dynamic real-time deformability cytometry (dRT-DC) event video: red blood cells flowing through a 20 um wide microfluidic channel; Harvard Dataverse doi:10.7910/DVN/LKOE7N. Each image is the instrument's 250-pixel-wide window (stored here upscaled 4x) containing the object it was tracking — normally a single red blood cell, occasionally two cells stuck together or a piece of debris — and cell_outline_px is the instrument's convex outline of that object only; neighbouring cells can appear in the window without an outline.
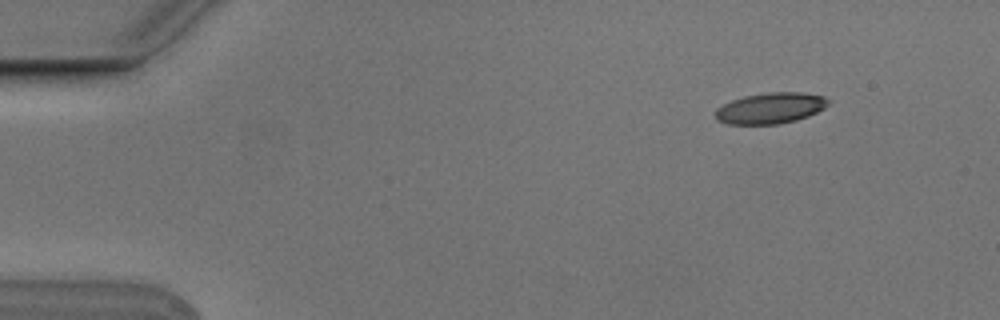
{"species": "Egyptian fruit bat (a non-hibernating species)", "species_latin": "Rousettus aegyptiacus", "temperature_condition": "cold", "stored_images_in_passage": 7, "camera_frame_rate_fps": 3000, "um_per_image_px": 0.085, "animal": {"sex": "male"}, "frame": {"image": 1, "passage_image": 2, "time_ms": 0.333, "image_size_px": [1000, 320], "cell_outline_px": [[828, 104], [824, 108], [808, 116], [796, 120], [776, 124], [728, 124], [716, 120], [716, 108], [732, 100], [744, 96], [768, 92], [804, 92], [824, 96], [828, 100]], "centroid_in_image_um": [65.49, 9.18], "position_along_channel_um": 19.5, "area_um2": 20.29}}
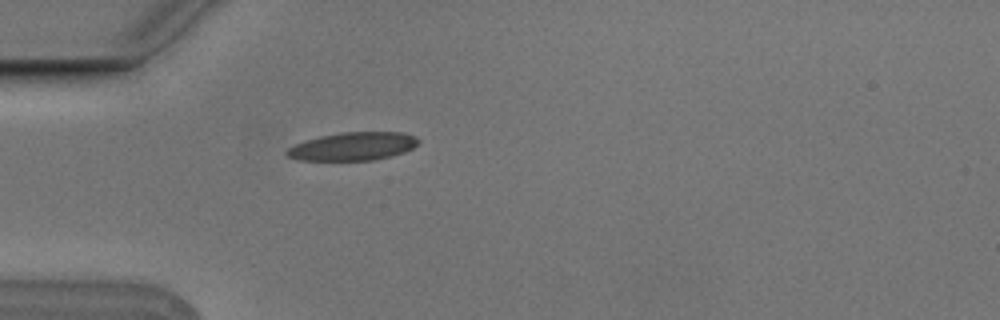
{"frame": {"image": 2, "passage_image": 7, "time_ms": 2.0, "image_size_px": [1000, 320], "cell_outline_px": [[420, 140], [412, 148], [404, 152], [392, 156], [372, 160], [296, 160], [288, 156], [284, 152], [288, 148], [304, 140], [320, 136], [340, 132], [404, 132], [416, 136]], "centroid_in_image_um": [30.0, 12.43], "position_along_channel_um": 55.0, "area_um2": 21.68}}